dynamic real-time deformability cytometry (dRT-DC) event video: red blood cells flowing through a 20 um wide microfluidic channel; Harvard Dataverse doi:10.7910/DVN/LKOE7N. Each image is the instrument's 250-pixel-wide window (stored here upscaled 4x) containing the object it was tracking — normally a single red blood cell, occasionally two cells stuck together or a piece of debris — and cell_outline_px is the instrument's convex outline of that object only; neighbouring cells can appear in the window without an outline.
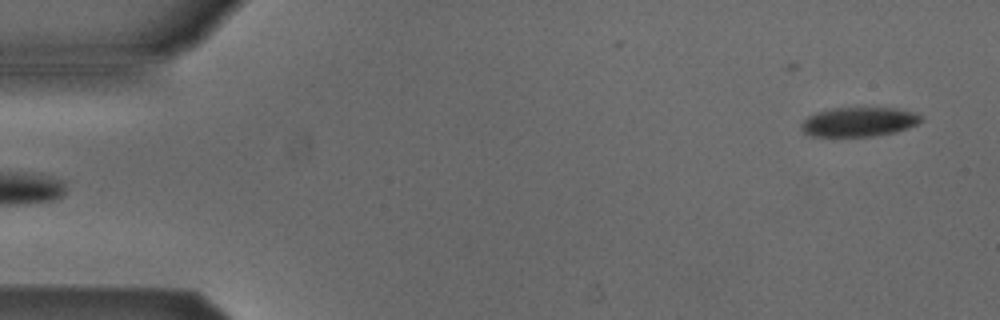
{"species": "Egyptian fruit bat (a non-hibernating species)", "species_latin": "Rousettus aegyptiacus", "temperature_condition": "cold", "stored_images_in_passage": 4, "segment_of_instrument_passage": [2, 2], "camera_frame_rate_fps": 3000, "um_per_image_px": 0.085, "animal": {"sex": "male"}, "frame": {"image": 1, "passage_image": 4, "time_ms": 1.0, "image_size_px": [1000, 320], "cell_outline_px": [[924, 120], [908, 128], [896, 132], [872, 136], [812, 136], [804, 132], [800, 128], [800, 124], [808, 116], [816, 112], [832, 108], [896, 108], [916, 112], [924, 116]], "centroid_in_image_um": [73.04, 10.35], "position_along_channel_um": 12.0, "area_um2": 20.63}}